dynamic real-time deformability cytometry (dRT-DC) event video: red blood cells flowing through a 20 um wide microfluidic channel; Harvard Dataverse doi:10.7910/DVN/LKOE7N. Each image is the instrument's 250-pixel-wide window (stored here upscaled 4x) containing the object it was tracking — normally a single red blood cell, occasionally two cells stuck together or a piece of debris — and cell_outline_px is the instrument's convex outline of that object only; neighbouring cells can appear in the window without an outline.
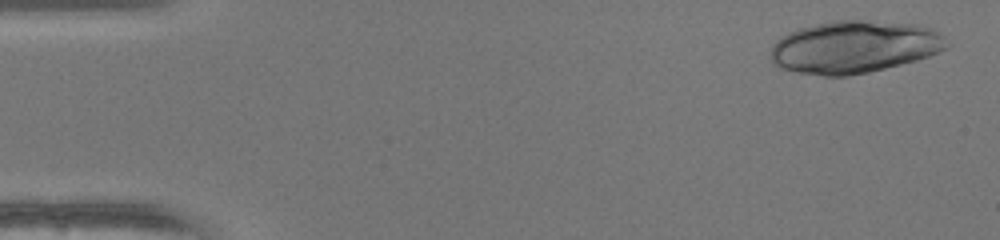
{"species": "human", "species_latin": "Homo sapiens", "temperature_condition": "warm", "stored_images_in_passage": 48, "camera_frame_rate_fps": 3000, "um_per_image_px": 0.085, "donor": {"sex": "female"}, "frame": {"image": 1, "passage_image": 2, "time_ms": 0.333, "image_size_px": [1000, 240], "cell_outline_px": [[948, 48], [928, 56], [916, 60], [868, 72], [848, 76], [824, 76], [796, 72], [780, 68], [772, 64], [772, 44], [776, 40], [788, 32], [800, 28], [832, 20], [868, 20], [916, 24], [932, 28], [940, 32], [944, 36]], "centroid_in_image_um": [72.6, 3.98], "position_along_channel_um": 12.4, "area_um2": 53.93}}